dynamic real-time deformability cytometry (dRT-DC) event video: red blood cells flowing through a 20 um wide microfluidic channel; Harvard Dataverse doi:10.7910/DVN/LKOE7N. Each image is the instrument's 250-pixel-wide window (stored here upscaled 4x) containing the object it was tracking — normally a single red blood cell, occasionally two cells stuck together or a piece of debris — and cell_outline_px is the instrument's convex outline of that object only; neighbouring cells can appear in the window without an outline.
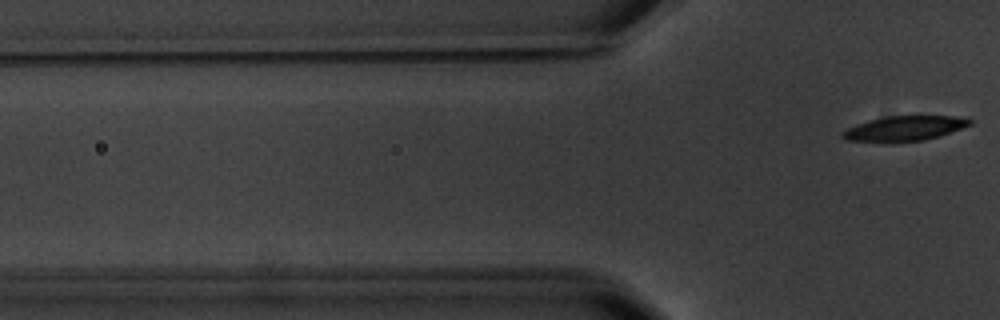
{"species": "common noctule bat (a hibernating species)", "species_latin": "Nyctalus noctula", "temperature_condition": "warm", "stored_images_in_passage": 5, "segment_of_instrument_passage": [2, 2], "camera_frame_rate_fps": 3000, "um_per_image_px": 0.085, "animal": {"sex": "male", "body_mass_g": 20.1, "forearm_length_mm": 53.5}, "frame": {"image": 1, "passage_image": 5, "time_ms": 4.667, "image_size_px": [1000, 320], "cell_outline_px": [[972, 124], [936, 136], [920, 140], [848, 140], [840, 136], [840, 132], [856, 124], [868, 120], [888, 116], [968, 116], [972, 120]], "centroid_in_image_um": [76.9, 10.86], "position_along_channel_um": 48.9, "area_um2": 17.69}}